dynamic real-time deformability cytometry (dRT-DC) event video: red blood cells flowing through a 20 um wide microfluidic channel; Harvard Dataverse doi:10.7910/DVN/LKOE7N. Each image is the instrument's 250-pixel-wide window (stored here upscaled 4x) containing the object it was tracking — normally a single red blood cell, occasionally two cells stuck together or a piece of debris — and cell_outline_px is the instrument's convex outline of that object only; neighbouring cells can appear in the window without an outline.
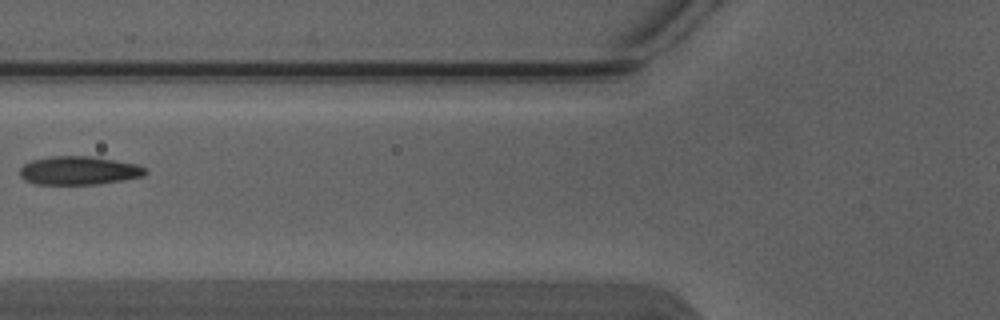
{"species": "Egyptian fruit bat (a non-hibernating species)", "species_latin": "Rousettus aegyptiacus", "temperature_condition": "warm", "stored_images_in_passage": 2, "camera_frame_rate_fps": 3000, "um_per_image_px": 0.085, "animal": {"sex": "male"}, "frame": {"image": 1, "passage_image": 2, "time_ms": 0.333, "image_size_px": [1000, 320], "cell_outline_px": [[148, 172], [144, 176], [96, 184], [32, 184], [24, 180], [20, 176], [20, 168], [24, 164], [32, 160], [52, 156], [88, 156], [136, 164], [144, 168]], "centroid_in_image_um": [6.65, 14.5], "position_along_channel_um": 119.1, "area_um2": 20.63}}